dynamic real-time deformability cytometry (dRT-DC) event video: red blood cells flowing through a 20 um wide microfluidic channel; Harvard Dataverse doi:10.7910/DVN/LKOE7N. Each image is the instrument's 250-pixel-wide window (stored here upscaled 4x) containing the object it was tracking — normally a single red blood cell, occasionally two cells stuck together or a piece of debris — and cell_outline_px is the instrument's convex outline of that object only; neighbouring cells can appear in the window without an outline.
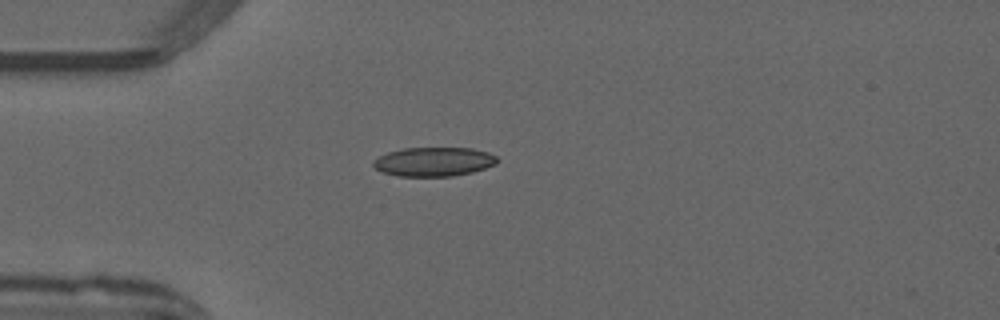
{"species": "common noctule bat (a hibernating species)", "species_latin": "Nyctalus noctula", "temperature_condition": "warm", "stored_images_in_passage": 38, "camera_frame_rate_fps": 3000, "um_per_image_px": 0.085, "animal": {"sex": "male", "forearm_length_mm": 52.5}, "frame": {"image": 1, "passage_image": 1, "time_ms": 0.0, "image_size_px": [1000, 320], "cell_outline_px": [[500, 160], [496, 164], [472, 172], [452, 176], [400, 176], [384, 172], [376, 168], [372, 164], [372, 160], [388, 152], [404, 148], [472, 148], [488, 152], [496, 156]], "centroid_in_image_um": [36.9, 13.74], "position_along_channel_um": 48.1, "area_um2": 20.92}}
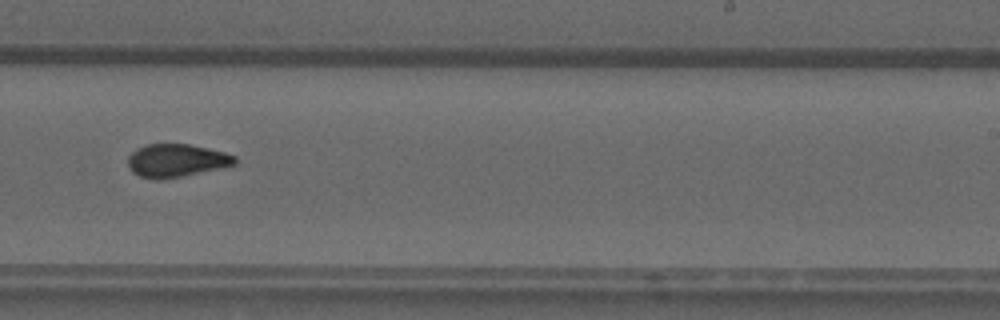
{"frame": {"image": 2, "passage_image": 19, "time_ms": 6.0, "image_size_px": [1000, 320], "cell_outline_px": [[236, 164], [220, 168], [160, 180], [156, 180], [140, 176], [132, 172], [128, 164], [128, 156], [136, 148], [144, 144], [188, 144], [208, 148], [224, 152], [236, 156]], "centroid_in_image_um": [14.96, 13.63], "position_along_channel_um": 274.0, "area_um2": 20.52}}
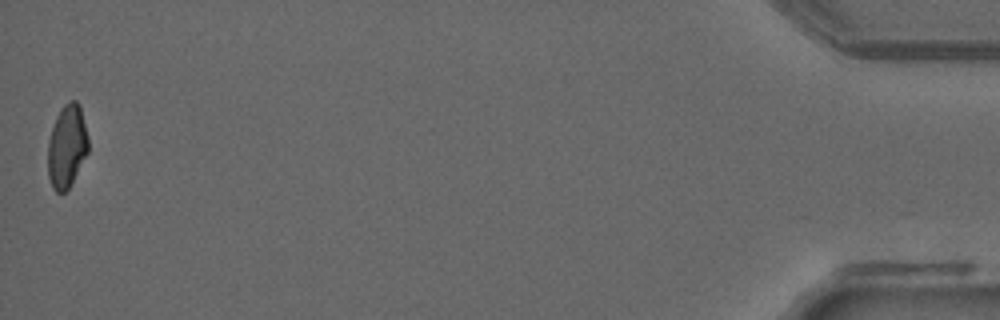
{"frame": {"image": 3, "passage_image": 38, "time_ms": 12.333, "image_size_px": [1000, 320], "cell_outline_px": [[88, 152], [68, 188], [64, 192], [56, 192], [52, 188], [48, 176], [48, 140], [56, 116], [60, 108], [68, 100], [76, 100], [80, 104], [88, 136]], "centroid_in_image_um": [5.68, 12.39], "position_along_channel_um": 429.5, "area_um2": 19.59}, "authors_computed_cell_mechanics": {"area_um2": 20.5479, "velocity_mm_per_s": 4.0116, "shape_relaxation_time_tau1_ms": null, "shape_relaxation_time_tau2_ms": 2.1105, "deformation_change_tau1": null, "deformation_change_tau2": 0.0789}}